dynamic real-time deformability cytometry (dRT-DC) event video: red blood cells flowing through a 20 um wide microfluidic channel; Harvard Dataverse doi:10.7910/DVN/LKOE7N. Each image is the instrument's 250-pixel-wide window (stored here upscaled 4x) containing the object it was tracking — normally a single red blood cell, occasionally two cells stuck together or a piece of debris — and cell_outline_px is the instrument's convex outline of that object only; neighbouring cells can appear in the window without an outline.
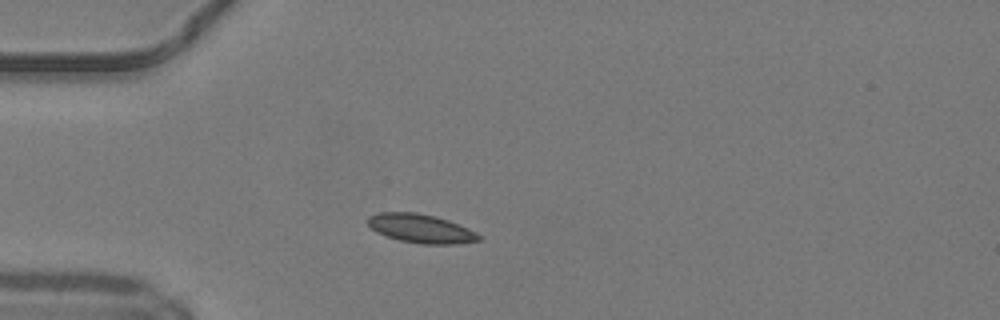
{"species": "common noctule bat (a hibernating species)", "species_latin": "Nyctalus noctula", "temperature_condition": "warm", "stored_images_in_passage": 36, "camera_frame_rate_fps": 3000, "um_per_image_px": 0.085, "animal": {"sex": "male", "body_mass_g": 19.2, "forearm_length_mm": 51.8}, "frame": {"image": 1, "passage_image": 1, "time_ms": 0.0, "image_size_px": [1000, 320], "cell_outline_px": [[480, 240], [456, 244], [420, 244], [400, 240], [376, 232], [364, 220], [368, 216], [380, 212], [416, 212], [436, 216], [448, 220], [468, 228], [476, 232], [480, 236]], "centroid_in_image_um": [35.75, 19.41], "position_along_channel_um": 49.3, "area_um2": 18.67}}
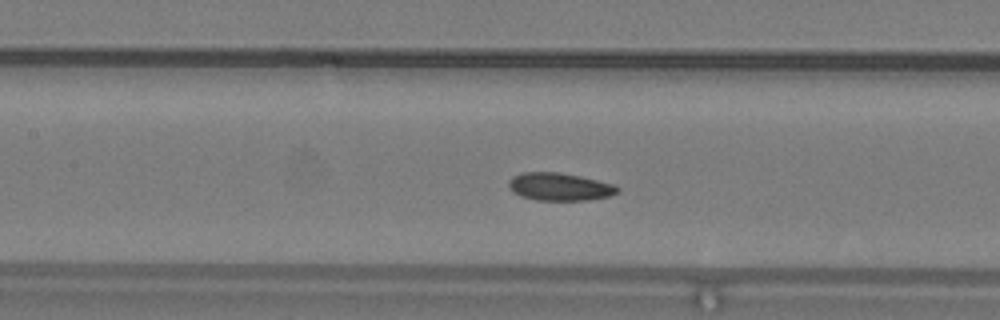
{"frame": {"image": 2, "passage_image": 10, "time_ms": 3.0, "image_size_px": [1000, 320], "cell_outline_px": [[620, 192], [608, 196], [588, 200], [536, 200], [520, 196], [512, 192], [508, 184], [508, 180], [512, 176], [524, 172], [556, 172], [580, 176], [612, 184], [620, 188]], "centroid_in_image_um": [47.53, 15.87], "position_along_channel_um": 159.9, "area_um2": 17.57}}
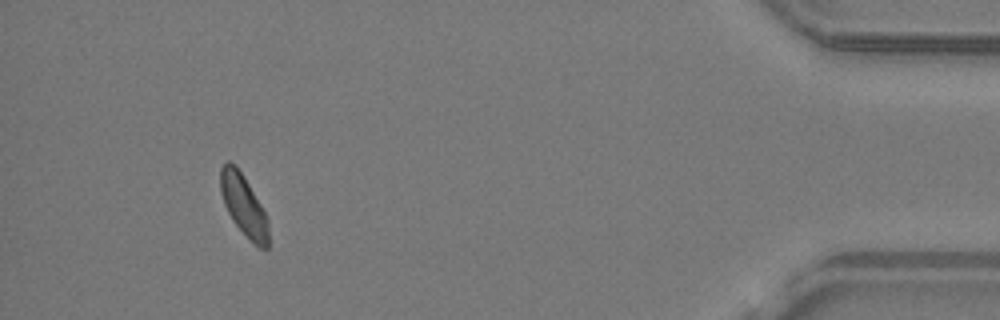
{"frame": {"image": 3, "passage_image": 33, "time_ms": 10.667, "image_size_px": [1000, 320], "cell_outline_px": [[268, 248], [260, 248], [232, 220], [224, 204], [220, 192], [220, 168], [228, 160], [236, 164], [260, 204], [268, 220]], "centroid_in_image_um": [20.68, 17.39], "position_along_channel_um": 414.5, "area_um2": 16.65}, "authors_computed_cell_mechanics": {"area_um2": 17.4845, "velocity_mm_per_s": 4.1709, "shape_relaxation_time_tau1_ms": null, "shape_relaxation_time_tau2_ms": 3.4028, "deformation_change_tau1": null, "deformation_change_tau2": 0.0588}}